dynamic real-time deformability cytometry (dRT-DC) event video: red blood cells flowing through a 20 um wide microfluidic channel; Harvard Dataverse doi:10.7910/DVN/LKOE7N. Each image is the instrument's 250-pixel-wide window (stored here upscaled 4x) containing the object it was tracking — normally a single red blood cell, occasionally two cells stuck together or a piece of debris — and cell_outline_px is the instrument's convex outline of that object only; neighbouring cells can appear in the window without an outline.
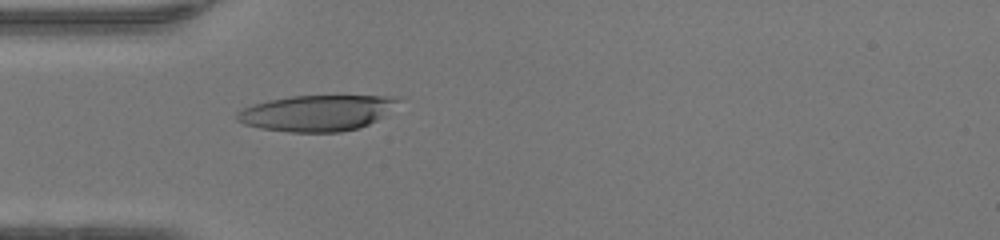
{"species": "human", "species_latin": "Homo sapiens", "temperature_condition": "warm", "stored_images_in_passage": 48, "camera_frame_rate_fps": 3000, "um_per_image_px": 0.085, "donor": {"sex": "female"}, "frame": {"image": 1, "passage_image": 15, "time_ms": 4.667, "image_size_px": [1000, 240], "cell_outline_px": [[404, 100], [384, 116], [360, 128], [340, 132], [288, 132], [260, 128], [244, 124], [236, 120], [236, 112], [252, 104], [268, 100], [292, 96], [404, 96]], "centroid_in_image_um": [26.99, 9.6], "position_along_channel_um": 58.0, "area_um2": 34.1}}
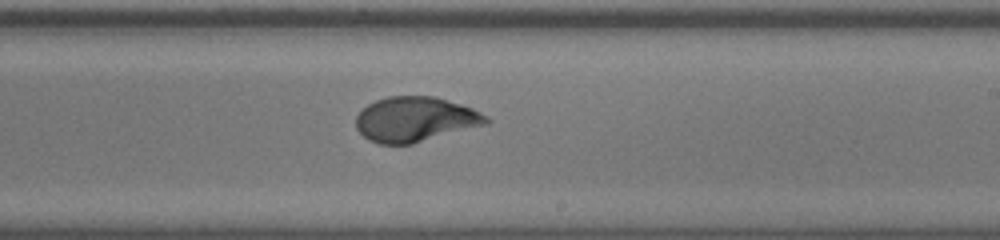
{"frame": {"image": 2, "passage_image": 29, "time_ms": 9.333, "image_size_px": [1000, 240], "cell_outline_px": [[492, 120], [488, 124], [412, 144], [380, 144], [368, 140], [356, 128], [356, 116], [368, 104], [376, 100], [388, 96], [432, 96], [460, 104], [472, 108], [488, 116]], "centroid_in_image_um": [35.31, 10.15], "position_along_channel_um": 253.7, "area_um2": 34.1}}
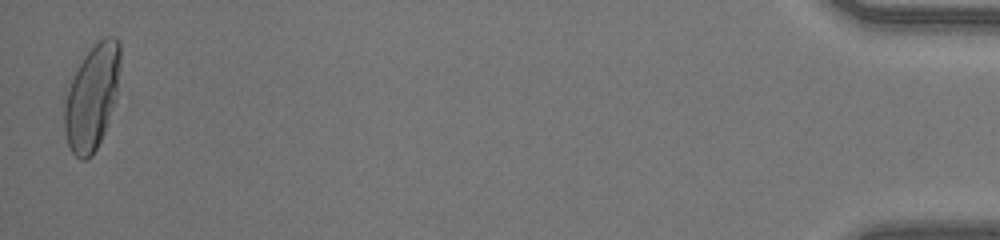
{"frame": {"image": 3, "passage_image": 48, "time_ms": 15.667, "image_size_px": [1000, 240], "cell_outline_px": [[120, 60], [116, 92], [112, 108], [104, 132], [92, 156], [84, 160], [80, 160], [72, 152], [68, 144], [64, 132], [64, 108], [68, 92], [72, 80], [84, 56], [104, 36], [116, 36], [120, 40]], "centroid_in_image_um": [7.82, 8.26], "position_along_channel_um": 427.4, "area_um2": 33.41}, "authors_computed_cell_mechanics": {"area_um2": 34.0153, "velocity_mm_per_s": 4.2964, "shape_relaxation_time_tau1_ms": 7.2812, "shape_relaxation_time_tau2_ms": null, "deformation_change_tau1": 0.2931, "deformation_change_tau2": null}}